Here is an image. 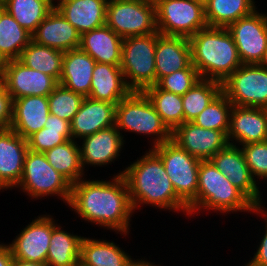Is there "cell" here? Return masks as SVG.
Masks as SVG:
<instances>
[{"instance_id": "obj_1", "label": "cell", "mask_w": 267, "mask_h": 266, "mask_svg": "<svg viewBox=\"0 0 267 266\" xmlns=\"http://www.w3.org/2000/svg\"><path fill=\"white\" fill-rule=\"evenodd\" d=\"M68 204L89 222L123 234L128 233L129 220L134 209L122 175L113 177L112 182L81 179L73 183Z\"/></svg>"}, {"instance_id": "obj_2", "label": "cell", "mask_w": 267, "mask_h": 266, "mask_svg": "<svg viewBox=\"0 0 267 266\" xmlns=\"http://www.w3.org/2000/svg\"><path fill=\"white\" fill-rule=\"evenodd\" d=\"M118 175L127 183L133 209L152 204L188 213V206L176 195L161 158L152 149Z\"/></svg>"}, {"instance_id": "obj_3", "label": "cell", "mask_w": 267, "mask_h": 266, "mask_svg": "<svg viewBox=\"0 0 267 266\" xmlns=\"http://www.w3.org/2000/svg\"><path fill=\"white\" fill-rule=\"evenodd\" d=\"M189 42L192 64L201 79L222 83L242 65L227 27L207 26L191 36Z\"/></svg>"}, {"instance_id": "obj_4", "label": "cell", "mask_w": 267, "mask_h": 266, "mask_svg": "<svg viewBox=\"0 0 267 266\" xmlns=\"http://www.w3.org/2000/svg\"><path fill=\"white\" fill-rule=\"evenodd\" d=\"M201 208L221 213L241 210L266 214L263 207L257 208L210 160L200 162L197 196L188 206V215Z\"/></svg>"}, {"instance_id": "obj_5", "label": "cell", "mask_w": 267, "mask_h": 266, "mask_svg": "<svg viewBox=\"0 0 267 266\" xmlns=\"http://www.w3.org/2000/svg\"><path fill=\"white\" fill-rule=\"evenodd\" d=\"M117 130L156 135V147L172 139V132L163 123L143 91H131L116 105Z\"/></svg>"}, {"instance_id": "obj_6", "label": "cell", "mask_w": 267, "mask_h": 266, "mask_svg": "<svg viewBox=\"0 0 267 266\" xmlns=\"http://www.w3.org/2000/svg\"><path fill=\"white\" fill-rule=\"evenodd\" d=\"M155 49L156 33L123 39L120 67L132 91L156 85Z\"/></svg>"}, {"instance_id": "obj_7", "label": "cell", "mask_w": 267, "mask_h": 266, "mask_svg": "<svg viewBox=\"0 0 267 266\" xmlns=\"http://www.w3.org/2000/svg\"><path fill=\"white\" fill-rule=\"evenodd\" d=\"M157 31L166 36L190 38L206 28L204 4L197 0H157Z\"/></svg>"}, {"instance_id": "obj_8", "label": "cell", "mask_w": 267, "mask_h": 266, "mask_svg": "<svg viewBox=\"0 0 267 266\" xmlns=\"http://www.w3.org/2000/svg\"><path fill=\"white\" fill-rule=\"evenodd\" d=\"M152 150L161 158L176 195L189 206L197 196L201 160L188 154L172 139Z\"/></svg>"}, {"instance_id": "obj_9", "label": "cell", "mask_w": 267, "mask_h": 266, "mask_svg": "<svg viewBox=\"0 0 267 266\" xmlns=\"http://www.w3.org/2000/svg\"><path fill=\"white\" fill-rule=\"evenodd\" d=\"M106 25L123 39L156 33L155 3L146 0H108Z\"/></svg>"}, {"instance_id": "obj_10", "label": "cell", "mask_w": 267, "mask_h": 266, "mask_svg": "<svg viewBox=\"0 0 267 266\" xmlns=\"http://www.w3.org/2000/svg\"><path fill=\"white\" fill-rule=\"evenodd\" d=\"M71 185L49 164L44 153L28 150L17 187L21 186V189L33 198L57 194L68 204Z\"/></svg>"}, {"instance_id": "obj_11", "label": "cell", "mask_w": 267, "mask_h": 266, "mask_svg": "<svg viewBox=\"0 0 267 266\" xmlns=\"http://www.w3.org/2000/svg\"><path fill=\"white\" fill-rule=\"evenodd\" d=\"M222 92L232 105L267 108V70L242 64L222 82Z\"/></svg>"}, {"instance_id": "obj_12", "label": "cell", "mask_w": 267, "mask_h": 266, "mask_svg": "<svg viewBox=\"0 0 267 266\" xmlns=\"http://www.w3.org/2000/svg\"><path fill=\"white\" fill-rule=\"evenodd\" d=\"M0 79L12 100L26 96L48 97L59 84L52 76L30 69L18 59L0 64Z\"/></svg>"}, {"instance_id": "obj_13", "label": "cell", "mask_w": 267, "mask_h": 266, "mask_svg": "<svg viewBox=\"0 0 267 266\" xmlns=\"http://www.w3.org/2000/svg\"><path fill=\"white\" fill-rule=\"evenodd\" d=\"M232 34L242 64H259L267 48V16L254 10L231 23Z\"/></svg>"}, {"instance_id": "obj_14", "label": "cell", "mask_w": 267, "mask_h": 266, "mask_svg": "<svg viewBox=\"0 0 267 266\" xmlns=\"http://www.w3.org/2000/svg\"><path fill=\"white\" fill-rule=\"evenodd\" d=\"M213 163L257 208H262L259 187L246 164L241 148L233 143L212 156Z\"/></svg>"}, {"instance_id": "obj_15", "label": "cell", "mask_w": 267, "mask_h": 266, "mask_svg": "<svg viewBox=\"0 0 267 266\" xmlns=\"http://www.w3.org/2000/svg\"><path fill=\"white\" fill-rule=\"evenodd\" d=\"M52 217L39 216L16 236L11 249L13 258L46 265L53 228L57 225Z\"/></svg>"}, {"instance_id": "obj_16", "label": "cell", "mask_w": 267, "mask_h": 266, "mask_svg": "<svg viewBox=\"0 0 267 266\" xmlns=\"http://www.w3.org/2000/svg\"><path fill=\"white\" fill-rule=\"evenodd\" d=\"M172 140L188 154L200 160H210L229 144L224 132L204 129L193 122H184L178 126L172 132Z\"/></svg>"}, {"instance_id": "obj_17", "label": "cell", "mask_w": 267, "mask_h": 266, "mask_svg": "<svg viewBox=\"0 0 267 266\" xmlns=\"http://www.w3.org/2000/svg\"><path fill=\"white\" fill-rule=\"evenodd\" d=\"M28 150L27 140L14 130H0V189L17 187Z\"/></svg>"}, {"instance_id": "obj_18", "label": "cell", "mask_w": 267, "mask_h": 266, "mask_svg": "<svg viewBox=\"0 0 267 266\" xmlns=\"http://www.w3.org/2000/svg\"><path fill=\"white\" fill-rule=\"evenodd\" d=\"M227 138L229 144L234 140L243 145L267 141V108L233 105Z\"/></svg>"}, {"instance_id": "obj_19", "label": "cell", "mask_w": 267, "mask_h": 266, "mask_svg": "<svg viewBox=\"0 0 267 266\" xmlns=\"http://www.w3.org/2000/svg\"><path fill=\"white\" fill-rule=\"evenodd\" d=\"M192 64L189 38L166 36L156 32V84L164 76L188 68Z\"/></svg>"}, {"instance_id": "obj_20", "label": "cell", "mask_w": 267, "mask_h": 266, "mask_svg": "<svg viewBox=\"0 0 267 266\" xmlns=\"http://www.w3.org/2000/svg\"><path fill=\"white\" fill-rule=\"evenodd\" d=\"M80 37L76 28L55 7L32 33L33 42L63 52L79 48Z\"/></svg>"}, {"instance_id": "obj_21", "label": "cell", "mask_w": 267, "mask_h": 266, "mask_svg": "<svg viewBox=\"0 0 267 266\" xmlns=\"http://www.w3.org/2000/svg\"><path fill=\"white\" fill-rule=\"evenodd\" d=\"M116 104L85 97L71 121L72 139H83L115 125Z\"/></svg>"}, {"instance_id": "obj_22", "label": "cell", "mask_w": 267, "mask_h": 266, "mask_svg": "<svg viewBox=\"0 0 267 266\" xmlns=\"http://www.w3.org/2000/svg\"><path fill=\"white\" fill-rule=\"evenodd\" d=\"M12 109L10 129L26 140L44 128L50 115L48 98L44 96H26L14 99Z\"/></svg>"}, {"instance_id": "obj_23", "label": "cell", "mask_w": 267, "mask_h": 266, "mask_svg": "<svg viewBox=\"0 0 267 266\" xmlns=\"http://www.w3.org/2000/svg\"><path fill=\"white\" fill-rule=\"evenodd\" d=\"M123 142L116 125L84 137L82 148L80 147L82 168L86 164L101 166L113 162L119 156Z\"/></svg>"}, {"instance_id": "obj_24", "label": "cell", "mask_w": 267, "mask_h": 266, "mask_svg": "<svg viewBox=\"0 0 267 266\" xmlns=\"http://www.w3.org/2000/svg\"><path fill=\"white\" fill-rule=\"evenodd\" d=\"M107 3L108 0H59L55 8L82 35L106 24Z\"/></svg>"}, {"instance_id": "obj_25", "label": "cell", "mask_w": 267, "mask_h": 266, "mask_svg": "<svg viewBox=\"0 0 267 266\" xmlns=\"http://www.w3.org/2000/svg\"><path fill=\"white\" fill-rule=\"evenodd\" d=\"M132 90L127 86L120 65L96 62L89 98L118 104Z\"/></svg>"}, {"instance_id": "obj_26", "label": "cell", "mask_w": 267, "mask_h": 266, "mask_svg": "<svg viewBox=\"0 0 267 266\" xmlns=\"http://www.w3.org/2000/svg\"><path fill=\"white\" fill-rule=\"evenodd\" d=\"M123 38L106 24L83 33L79 48L89 54L96 62L120 65Z\"/></svg>"}, {"instance_id": "obj_27", "label": "cell", "mask_w": 267, "mask_h": 266, "mask_svg": "<svg viewBox=\"0 0 267 266\" xmlns=\"http://www.w3.org/2000/svg\"><path fill=\"white\" fill-rule=\"evenodd\" d=\"M95 64L96 61L80 48L64 52L59 84L75 93L88 97Z\"/></svg>"}, {"instance_id": "obj_28", "label": "cell", "mask_w": 267, "mask_h": 266, "mask_svg": "<svg viewBox=\"0 0 267 266\" xmlns=\"http://www.w3.org/2000/svg\"><path fill=\"white\" fill-rule=\"evenodd\" d=\"M135 261L113 242L81 240L79 266H130Z\"/></svg>"}, {"instance_id": "obj_29", "label": "cell", "mask_w": 267, "mask_h": 266, "mask_svg": "<svg viewBox=\"0 0 267 266\" xmlns=\"http://www.w3.org/2000/svg\"><path fill=\"white\" fill-rule=\"evenodd\" d=\"M64 52L31 41L23 50L19 61L26 67L52 76L58 83L62 74Z\"/></svg>"}, {"instance_id": "obj_30", "label": "cell", "mask_w": 267, "mask_h": 266, "mask_svg": "<svg viewBox=\"0 0 267 266\" xmlns=\"http://www.w3.org/2000/svg\"><path fill=\"white\" fill-rule=\"evenodd\" d=\"M83 237L53 228L46 259V266H79L80 244Z\"/></svg>"}, {"instance_id": "obj_31", "label": "cell", "mask_w": 267, "mask_h": 266, "mask_svg": "<svg viewBox=\"0 0 267 266\" xmlns=\"http://www.w3.org/2000/svg\"><path fill=\"white\" fill-rule=\"evenodd\" d=\"M49 164L71 184L80 181L83 175L80 146L70 139L44 152Z\"/></svg>"}, {"instance_id": "obj_32", "label": "cell", "mask_w": 267, "mask_h": 266, "mask_svg": "<svg viewBox=\"0 0 267 266\" xmlns=\"http://www.w3.org/2000/svg\"><path fill=\"white\" fill-rule=\"evenodd\" d=\"M254 4L253 0H208L204 4L207 25L228 27L256 10Z\"/></svg>"}, {"instance_id": "obj_33", "label": "cell", "mask_w": 267, "mask_h": 266, "mask_svg": "<svg viewBox=\"0 0 267 266\" xmlns=\"http://www.w3.org/2000/svg\"><path fill=\"white\" fill-rule=\"evenodd\" d=\"M32 41V34L5 11L0 18V64L19 59L22 50Z\"/></svg>"}, {"instance_id": "obj_34", "label": "cell", "mask_w": 267, "mask_h": 266, "mask_svg": "<svg viewBox=\"0 0 267 266\" xmlns=\"http://www.w3.org/2000/svg\"><path fill=\"white\" fill-rule=\"evenodd\" d=\"M54 0H2L5 10L26 29L33 33L54 9Z\"/></svg>"}, {"instance_id": "obj_35", "label": "cell", "mask_w": 267, "mask_h": 266, "mask_svg": "<svg viewBox=\"0 0 267 266\" xmlns=\"http://www.w3.org/2000/svg\"><path fill=\"white\" fill-rule=\"evenodd\" d=\"M167 128L173 132L184 123L182 95L152 85L143 90Z\"/></svg>"}, {"instance_id": "obj_36", "label": "cell", "mask_w": 267, "mask_h": 266, "mask_svg": "<svg viewBox=\"0 0 267 266\" xmlns=\"http://www.w3.org/2000/svg\"><path fill=\"white\" fill-rule=\"evenodd\" d=\"M70 139H72L70 122L50 114L44 128L31 135L27 143L29 150L44 153Z\"/></svg>"}, {"instance_id": "obj_37", "label": "cell", "mask_w": 267, "mask_h": 266, "mask_svg": "<svg viewBox=\"0 0 267 266\" xmlns=\"http://www.w3.org/2000/svg\"><path fill=\"white\" fill-rule=\"evenodd\" d=\"M222 91V83L200 79L182 95L184 122H193L209 103Z\"/></svg>"}, {"instance_id": "obj_38", "label": "cell", "mask_w": 267, "mask_h": 266, "mask_svg": "<svg viewBox=\"0 0 267 266\" xmlns=\"http://www.w3.org/2000/svg\"><path fill=\"white\" fill-rule=\"evenodd\" d=\"M232 103L221 91L193 121L204 129H212L228 134Z\"/></svg>"}, {"instance_id": "obj_39", "label": "cell", "mask_w": 267, "mask_h": 266, "mask_svg": "<svg viewBox=\"0 0 267 266\" xmlns=\"http://www.w3.org/2000/svg\"><path fill=\"white\" fill-rule=\"evenodd\" d=\"M47 98L50 114L71 123L85 97L58 84Z\"/></svg>"}, {"instance_id": "obj_40", "label": "cell", "mask_w": 267, "mask_h": 266, "mask_svg": "<svg viewBox=\"0 0 267 266\" xmlns=\"http://www.w3.org/2000/svg\"><path fill=\"white\" fill-rule=\"evenodd\" d=\"M201 79L199 72L193 64L188 68L176 71L168 76L162 77L157 86L165 91L178 95H184Z\"/></svg>"}, {"instance_id": "obj_41", "label": "cell", "mask_w": 267, "mask_h": 266, "mask_svg": "<svg viewBox=\"0 0 267 266\" xmlns=\"http://www.w3.org/2000/svg\"><path fill=\"white\" fill-rule=\"evenodd\" d=\"M242 146L241 150L252 177L267 179V141Z\"/></svg>"}, {"instance_id": "obj_42", "label": "cell", "mask_w": 267, "mask_h": 266, "mask_svg": "<svg viewBox=\"0 0 267 266\" xmlns=\"http://www.w3.org/2000/svg\"><path fill=\"white\" fill-rule=\"evenodd\" d=\"M13 100L0 79V130L9 129L12 122Z\"/></svg>"}, {"instance_id": "obj_43", "label": "cell", "mask_w": 267, "mask_h": 266, "mask_svg": "<svg viewBox=\"0 0 267 266\" xmlns=\"http://www.w3.org/2000/svg\"><path fill=\"white\" fill-rule=\"evenodd\" d=\"M266 218H267V214H266ZM264 220H267V219H264ZM245 266H267V224H266L265 235L263 236V239L261 240L258 250L255 253V256Z\"/></svg>"}, {"instance_id": "obj_44", "label": "cell", "mask_w": 267, "mask_h": 266, "mask_svg": "<svg viewBox=\"0 0 267 266\" xmlns=\"http://www.w3.org/2000/svg\"><path fill=\"white\" fill-rule=\"evenodd\" d=\"M13 255L8 245L0 244V266H12Z\"/></svg>"}, {"instance_id": "obj_45", "label": "cell", "mask_w": 267, "mask_h": 266, "mask_svg": "<svg viewBox=\"0 0 267 266\" xmlns=\"http://www.w3.org/2000/svg\"><path fill=\"white\" fill-rule=\"evenodd\" d=\"M12 266H46V265L33 262V261H25V260L13 258Z\"/></svg>"}, {"instance_id": "obj_46", "label": "cell", "mask_w": 267, "mask_h": 266, "mask_svg": "<svg viewBox=\"0 0 267 266\" xmlns=\"http://www.w3.org/2000/svg\"><path fill=\"white\" fill-rule=\"evenodd\" d=\"M258 65L267 70V48H266V50H265V52L263 54V57L260 60Z\"/></svg>"}, {"instance_id": "obj_47", "label": "cell", "mask_w": 267, "mask_h": 266, "mask_svg": "<svg viewBox=\"0 0 267 266\" xmlns=\"http://www.w3.org/2000/svg\"><path fill=\"white\" fill-rule=\"evenodd\" d=\"M130 266H154L153 264H150V262H146L144 260H138L135 261L133 264H131Z\"/></svg>"}, {"instance_id": "obj_48", "label": "cell", "mask_w": 267, "mask_h": 266, "mask_svg": "<svg viewBox=\"0 0 267 266\" xmlns=\"http://www.w3.org/2000/svg\"><path fill=\"white\" fill-rule=\"evenodd\" d=\"M5 7H4V4L2 1H0V18H1V15L5 12Z\"/></svg>"}, {"instance_id": "obj_49", "label": "cell", "mask_w": 267, "mask_h": 266, "mask_svg": "<svg viewBox=\"0 0 267 266\" xmlns=\"http://www.w3.org/2000/svg\"><path fill=\"white\" fill-rule=\"evenodd\" d=\"M197 1H199V2H201V3H203V4H205L208 0H197Z\"/></svg>"}, {"instance_id": "obj_50", "label": "cell", "mask_w": 267, "mask_h": 266, "mask_svg": "<svg viewBox=\"0 0 267 266\" xmlns=\"http://www.w3.org/2000/svg\"><path fill=\"white\" fill-rule=\"evenodd\" d=\"M146 1H151V2H154L155 3L157 0H146Z\"/></svg>"}]
</instances>
